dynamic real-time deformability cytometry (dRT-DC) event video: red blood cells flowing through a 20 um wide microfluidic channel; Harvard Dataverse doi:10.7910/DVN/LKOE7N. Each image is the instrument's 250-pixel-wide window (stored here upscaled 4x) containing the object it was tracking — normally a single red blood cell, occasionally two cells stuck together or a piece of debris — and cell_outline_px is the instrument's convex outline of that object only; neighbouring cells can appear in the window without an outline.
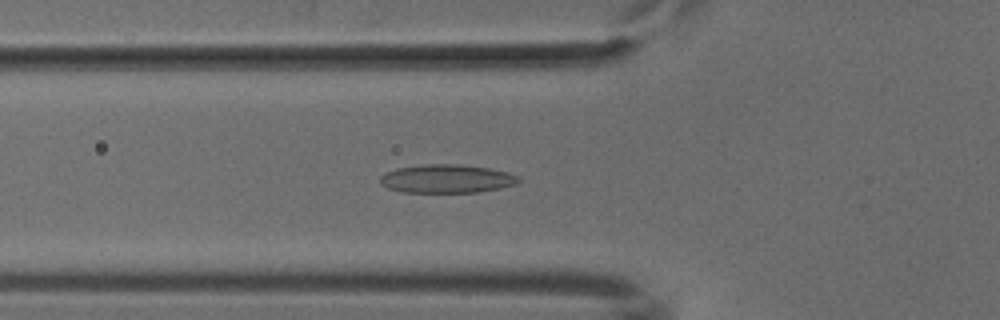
{"species": "common noctule bat (a hibernating species)", "species_latin": "Nyctalus noctula", "temperature_condition": "cold", "stored_images_in_passage": 53, "camera_frame_rate_fps": 3000, "um_per_image_px": 0.085, "animal": {"sex": "male", "body_mass_g": 18.8}, "frame": {"image": 1, "passage_image": 19, "time_ms": 6.0, "image_size_px": [1000, 320], "cell_outline_px": [[524, 180], [516, 184], [500, 188], [480, 192], [400, 192], [388, 188], [380, 184], [380, 176], [396, 168], [424, 164], [456, 164], [488, 168], [508, 172], [520, 176]], "centroid_in_image_um": [38.01, 15.19], "position_along_channel_um": 87.8, "area_um2": 23.12}}
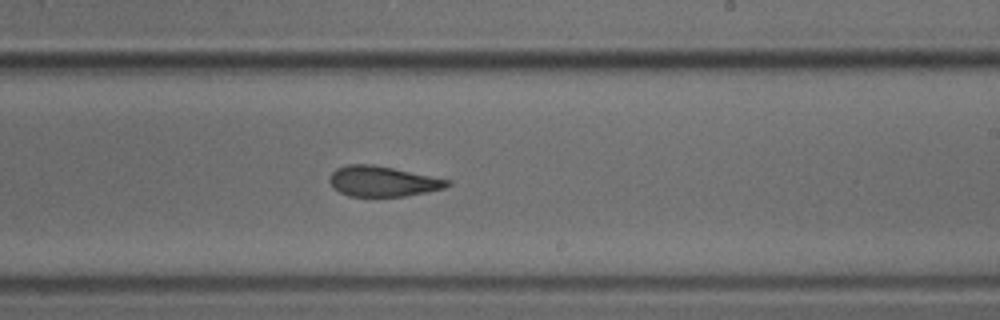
{"frame": {"image": 2, "passage_image": 32, "time_ms": 10.333, "image_size_px": [1000, 320], "cell_outline_px": [[452, 184], [444, 188], [428, 192], [404, 196], [348, 196], [332, 188], [328, 180], [328, 176], [336, 168], [348, 164], [372, 164], [452, 180]], "centroid_in_image_um": [32.51, 15.41], "position_along_channel_um": 256.5, "area_um2": 20.98}}
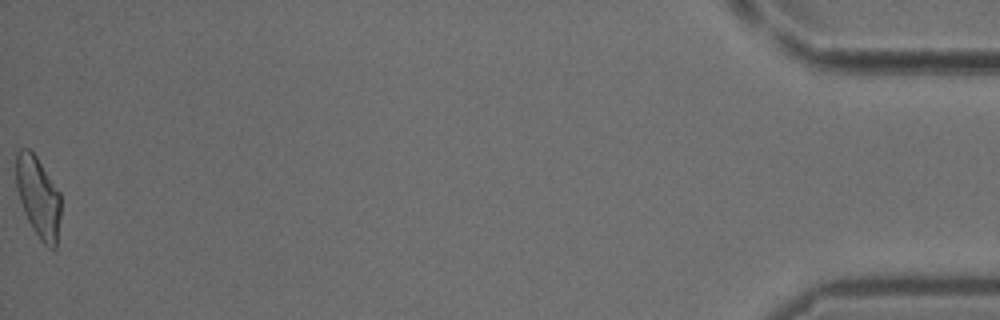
{"frame": {"image": 3, "passage_image": 53, "time_ms": 17.333, "image_size_px": [1000, 320], "cell_outline_px": [[60, 216], [56, 248], [48, 248], [40, 240], [28, 220], [24, 212], [16, 188], [16, 152], [20, 148], [28, 148], [36, 156], [60, 192]], "centroid_in_image_um": [3.25, 16.74], "position_along_channel_um": 432.0, "area_um2": 21.04}}